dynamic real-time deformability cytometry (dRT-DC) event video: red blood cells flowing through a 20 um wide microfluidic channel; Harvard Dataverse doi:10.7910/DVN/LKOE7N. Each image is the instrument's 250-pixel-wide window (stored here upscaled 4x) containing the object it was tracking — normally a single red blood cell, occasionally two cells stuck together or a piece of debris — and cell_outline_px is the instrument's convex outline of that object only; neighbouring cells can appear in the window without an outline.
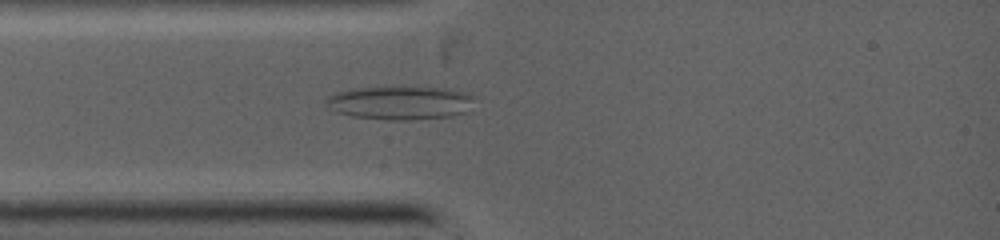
{"species": "common noctule bat (a hibernating species)", "species_latin": "Nyctalus noctula", "temperature_condition": "warm", "stored_images_in_passage": 18, "camera_frame_rate_fps": 5000, "um_per_image_px": 0.085, "animal": {"sex": "female", "body_mass_g": 19.0, "forearm_length_mm": 53.3}, "frame": {"image": 1, "passage_image": 8, "time_ms": 2.2, "image_size_px": [1000, 240], "cell_outline_px": [[476, 96], [464, 112], [448, 116], [396, 120], [392, 120], [352, 116], [328, 108], [324, 104], [324, 100], [328, 96], [336, 92], [352, 88], [452, 88]], "centroid_in_image_um": [33.96, 8.73], "position_along_channel_um": 51.0, "area_um2": 28.38}}
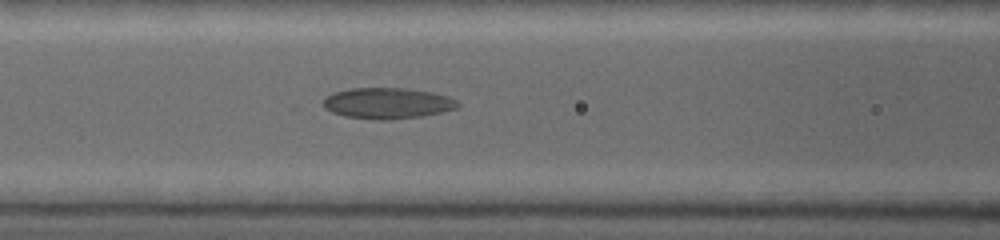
{"frame": {"image": 2, "passage_image": 16, "time_ms": 4.0, "image_size_px": [1000, 240], "cell_outline_px": [[460, 104], [456, 108], [440, 112], [420, 116], [388, 120], [380, 120], [344, 116], [332, 112], [324, 108], [324, 96], [332, 92], [348, 88], [408, 88], [432, 92], [448, 96], [456, 100]], "centroid_in_image_um": [32.9, 8.76], "position_along_channel_um": 133.7, "area_um2": 24.33}}
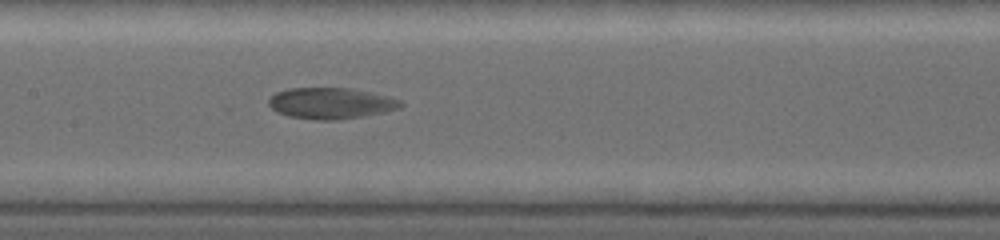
{"frame": {"image": 3, "passage_image": 18, "time_ms": 5.0, "image_size_px": [1000, 240], "cell_outline_px": [[404, 104], [396, 108], [360, 116], [336, 120], [316, 120], [292, 116], [276, 112], [268, 104], [268, 100], [276, 92], [288, 88], [352, 88], [388, 96], [400, 100]], "centroid_in_image_um": [28.07, 8.76], "position_along_channel_um": 179.3, "area_um2": 23.52}}